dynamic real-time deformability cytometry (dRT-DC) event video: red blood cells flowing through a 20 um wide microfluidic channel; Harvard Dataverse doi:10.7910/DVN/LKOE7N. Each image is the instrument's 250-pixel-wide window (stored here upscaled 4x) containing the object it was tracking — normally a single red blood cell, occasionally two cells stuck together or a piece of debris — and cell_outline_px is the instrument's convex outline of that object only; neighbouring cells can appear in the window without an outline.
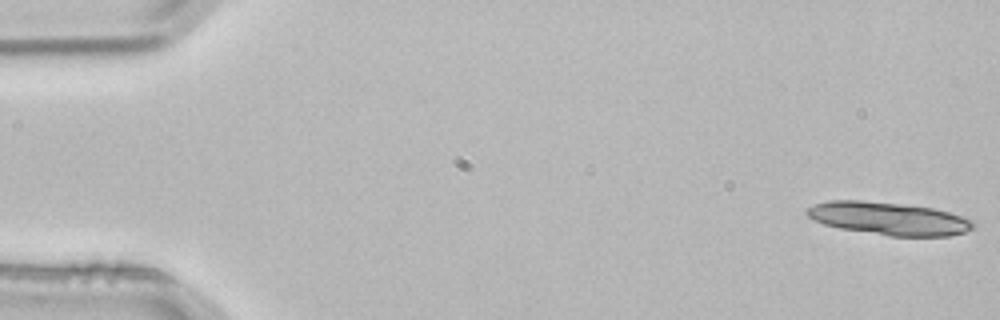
{"species": "common noctule bat (a hibernating species)", "species_latin": "Nyctalus noctula", "temperature_condition": "room temperature", "stored_images_in_passage": 9, "camera_frame_rate_fps": 3000, "um_per_image_px": 0.085, "animal": {"sex": "male", "body_mass_g": 21.5, "forearm_length_mm": 52.0}, "frame": {"image": 1, "passage_image": 1, "time_ms": 0.0, "image_size_px": [1000, 320], "cell_outline_px": [[976, 224], [972, 228], [964, 232], [948, 236], [892, 236], [840, 228], [824, 224], [808, 216], [804, 212], [808, 208], [816, 204], [828, 200], [860, 200], [932, 208], [948, 212], [972, 220]], "centroid_in_image_um": [75.54, 18.58], "position_along_channel_um": 9.5, "area_um2": 31.27}}